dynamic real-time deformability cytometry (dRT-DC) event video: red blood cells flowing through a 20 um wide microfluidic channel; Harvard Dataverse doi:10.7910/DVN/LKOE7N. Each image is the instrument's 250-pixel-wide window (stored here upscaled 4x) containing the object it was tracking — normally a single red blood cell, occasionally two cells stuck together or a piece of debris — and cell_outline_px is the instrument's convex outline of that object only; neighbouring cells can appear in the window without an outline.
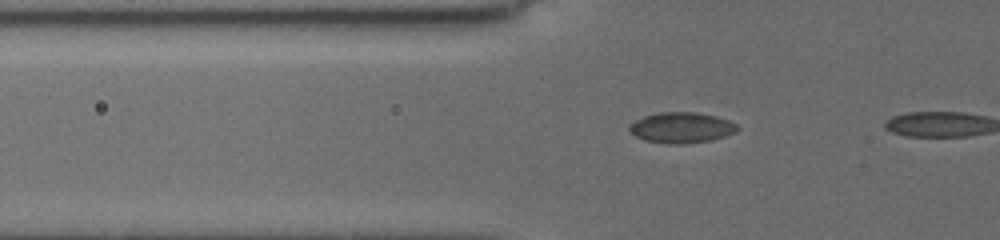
{"species": "common noctule bat (a hibernating species)", "species_latin": "Nyctalus noctula", "temperature_condition": "cold", "stored_images_in_passage": 12, "camera_frame_rate_fps": 3000, "um_per_image_px": 0.085, "animal": {"sex": "female", "body_mass_g": 19.5, "forearm_length_mm": 54.1}, "frame": {"image": 1, "passage_image": 11, "time_ms": 2.333, "image_size_px": [1000, 240], "cell_outline_px": [[740, 128], [736, 132], [712, 140], [680, 144], [668, 144], [644, 140], [636, 136], [628, 128], [628, 124], [644, 116], [660, 112], [696, 112], [716, 116], [728, 120], [736, 124]], "centroid_in_image_um": [57.92, 10.85], "position_along_channel_um": 67.9, "area_um2": 19.31}}